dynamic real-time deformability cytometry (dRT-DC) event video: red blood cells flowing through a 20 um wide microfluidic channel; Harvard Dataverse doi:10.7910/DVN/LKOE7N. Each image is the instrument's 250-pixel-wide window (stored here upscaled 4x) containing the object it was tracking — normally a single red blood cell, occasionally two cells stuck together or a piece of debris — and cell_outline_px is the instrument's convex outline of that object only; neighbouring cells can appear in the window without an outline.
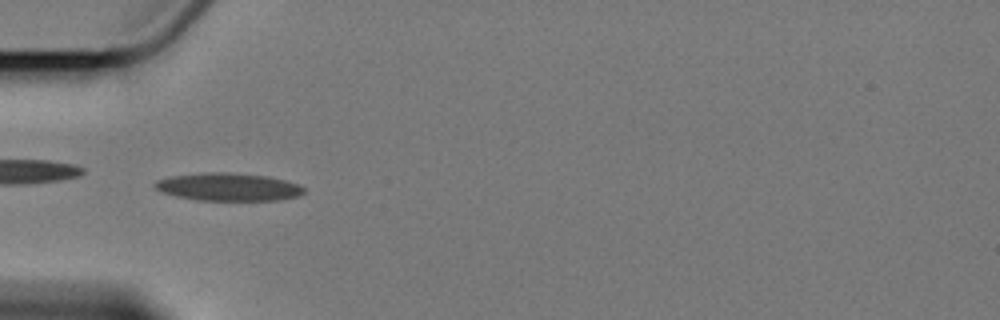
{"species": "Egyptian fruit bat (a non-hibernating species)", "species_latin": "Rousettus aegyptiacus", "temperature_condition": "cold", "stored_images_in_passage": 2, "camera_frame_rate_fps": 3000, "um_per_image_px": 0.085, "animal": {"sex": "female"}, "frame": {"image": 1, "passage_image": 2, "time_ms": 1.333, "image_size_px": [1000, 320], "cell_outline_px": [[304, 192], [300, 196], [280, 200], [196, 200], [176, 196], [164, 192], [156, 188], [152, 184], [156, 180], [172, 176], [212, 172], [228, 172], [268, 176], [300, 184], [304, 188]], "centroid_in_image_um": [19.45, 15.89], "position_along_channel_um": 65.6, "area_um2": 24.1}}